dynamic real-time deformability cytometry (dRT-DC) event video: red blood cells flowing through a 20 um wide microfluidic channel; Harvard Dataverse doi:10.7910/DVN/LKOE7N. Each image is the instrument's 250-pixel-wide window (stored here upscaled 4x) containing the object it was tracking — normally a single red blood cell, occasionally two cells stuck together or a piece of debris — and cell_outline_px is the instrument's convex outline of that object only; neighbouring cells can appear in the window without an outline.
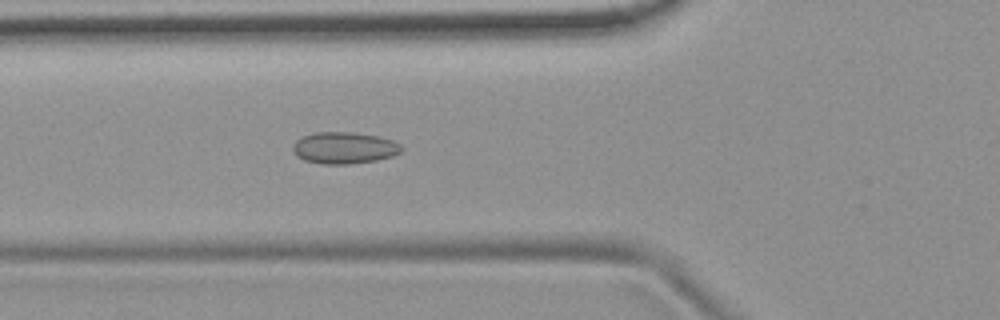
{"species": "common noctule bat (a hibernating species)", "species_latin": "Nyctalus noctula", "temperature_condition": "room temperature", "stored_images_in_passage": 53, "camera_frame_rate_fps": 3000, "um_per_image_px": 0.085, "animal": {"sex": "female", "body_mass_g": 19.9}, "frame": {"image": 1, "passage_image": 19, "time_ms": 6.0, "image_size_px": [1000, 320], "cell_outline_px": [[404, 148], [400, 152], [392, 156], [376, 160], [348, 164], [320, 164], [304, 160], [296, 156], [292, 152], [292, 148], [296, 140], [304, 136], [316, 132], [352, 132], [380, 136], [392, 140], [400, 144]], "centroid_in_image_um": [29.25, 12.57], "position_along_channel_um": 96.5, "area_um2": 20.17}}
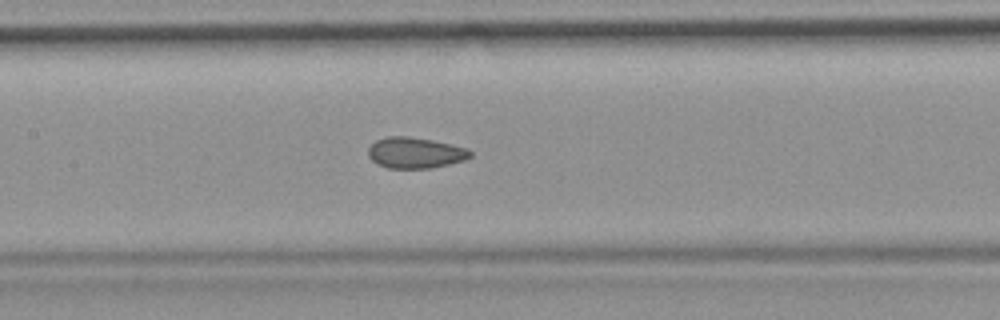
{"frame": {"image": 2, "passage_image": 25, "time_ms": 8.0, "image_size_px": [1000, 320], "cell_outline_px": [[472, 156], [464, 160], [432, 168], [388, 168], [372, 160], [368, 156], [368, 148], [376, 140], [388, 136], [408, 136], [432, 140], [468, 148], [472, 152]], "centroid_in_image_um": [35.3, 12.98], "position_along_channel_um": 172.1, "area_um2": 18.32}}
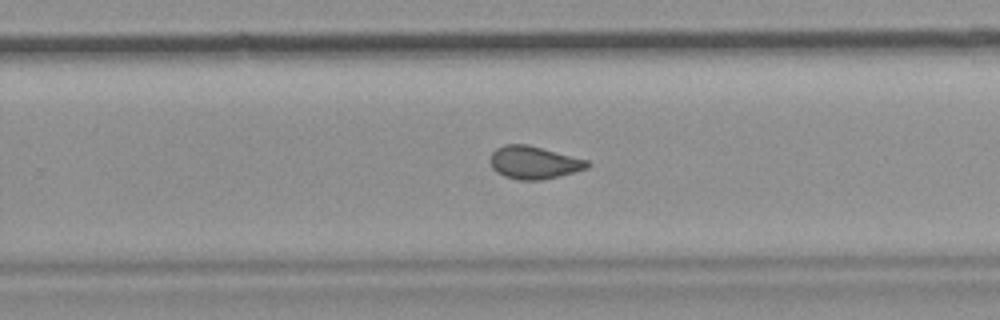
{"frame": {"image": 3, "passage_image": 34, "time_ms": 11.0, "image_size_px": [1000, 320], "cell_outline_px": [[592, 164], [588, 168], [560, 176], [540, 180], [520, 180], [504, 176], [496, 172], [492, 168], [492, 152], [496, 148], [504, 144], [528, 144], [588, 160]], "centroid_in_image_um": [45.41, 13.81], "position_along_channel_um": 284.4, "area_um2": 18.55}, "authors_computed_cell_mechanics": {"area_um2": 18.9006, "velocity_mm_per_s": 3.7713, "shape_relaxation_time_tau1_ms": null, "shape_relaxation_time_tau2_ms": 1.6729, "deformation_change_tau1": null, "deformation_change_tau2": 0.0631}}